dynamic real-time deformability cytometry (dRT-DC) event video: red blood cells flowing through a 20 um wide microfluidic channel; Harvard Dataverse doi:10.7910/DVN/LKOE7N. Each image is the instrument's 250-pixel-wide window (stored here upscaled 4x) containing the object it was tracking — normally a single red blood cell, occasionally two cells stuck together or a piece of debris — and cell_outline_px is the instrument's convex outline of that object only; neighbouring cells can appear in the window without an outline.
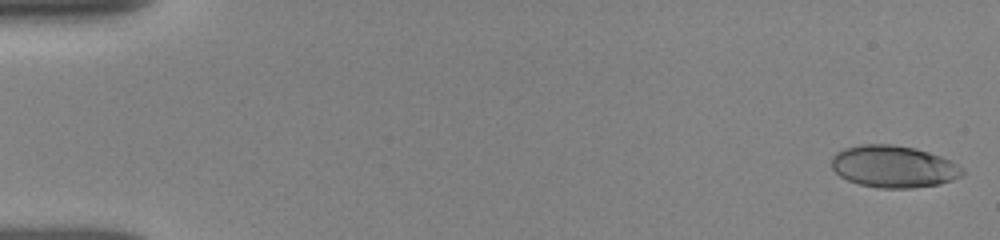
{"species": "human", "species_latin": "Homo sapiens", "temperature_condition": "room temperature", "stored_images_in_passage": 51, "camera_frame_rate_fps": 3000, "um_per_image_px": 0.085, "donor": {"sex": "female"}, "frame": {"image": 1, "passage_image": 1, "time_ms": 0.0, "image_size_px": [1000, 240], "cell_outline_px": [[964, 172], [960, 176], [952, 180], [940, 184], [912, 188], [876, 188], [860, 184], [848, 180], [840, 176], [832, 168], [832, 156], [836, 152], [844, 148], [860, 144], [892, 144], [916, 148], [940, 156], [964, 168]], "centroid_in_image_um": [75.94, 14.15], "position_along_channel_um": 9.1, "area_um2": 32.08}}
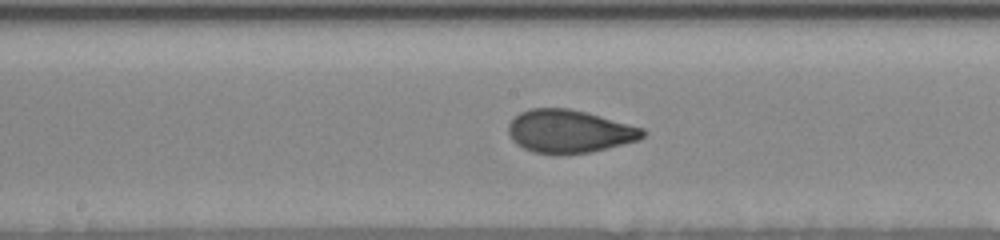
{"frame": {"image": 2, "passage_image": 27, "time_ms": 8.667, "image_size_px": [1000, 240], "cell_outline_px": [[648, 132], [640, 140], [592, 152], [532, 152], [516, 144], [508, 136], [508, 124], [520, 112], [528, 108], [568, 108], [584, 112], [644, 128]], "centroid_in_image_um": [48.4, 11.14], "position_along_channel_um": 199.8, "area_um2": 33.29}}
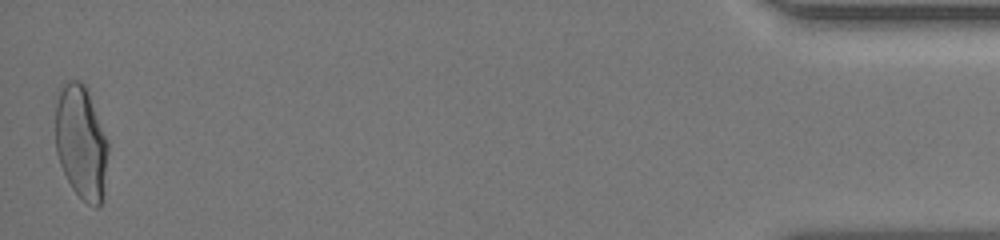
{"frame": {"image": 3, "passage_image": 51, "time_ms": 16.667, "image_size_px": [1000, 240], "cell_outline_px": [[108, 152], [104, 200], [100, 208], [96, 208], [88, 204], [72, 188], [60, 164], [56, 152], [56, 88], [64, 80], [80, 80], [84, 84], [88, 92], [108, 140]], "centroid_in_image_um": [6.9, 12.08], "position_along_channel_um": 428.3, "area_um2": 35.6}, "authors_computed_cell_mechanics": {"area_um2": 33.1194, "velocity_mm_per_s": 3.9048, "shape_relaxation_time_tau1_ms": 4.3524, "shape_relaxation_time_tau2_ms": 0.7717, "deformation_change_tau1": 0.1627, "deformation_change_tau2": 0.0564}}